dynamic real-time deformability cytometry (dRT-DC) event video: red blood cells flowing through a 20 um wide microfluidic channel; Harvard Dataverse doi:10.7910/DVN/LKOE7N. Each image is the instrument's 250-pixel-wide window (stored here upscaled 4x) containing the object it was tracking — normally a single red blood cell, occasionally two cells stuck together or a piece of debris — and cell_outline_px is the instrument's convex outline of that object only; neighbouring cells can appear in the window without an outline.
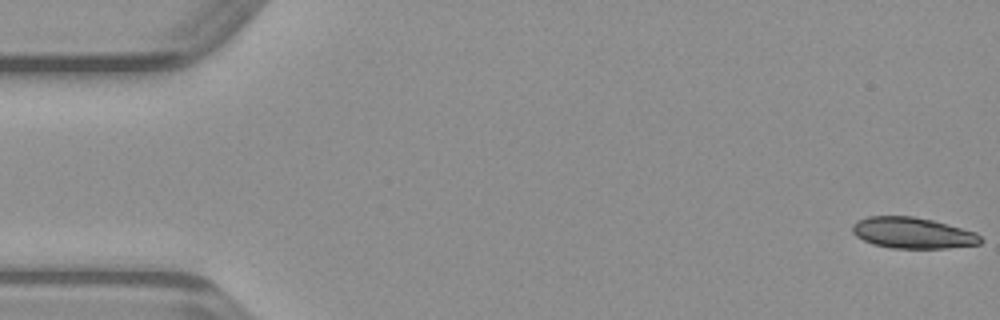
{"species": "common noctule bat (a hibernating species)", "species_latin": "Nyctalus noctula", "temperature_condition": "warm", "stored_images_in_passage": 49, "segment_of_instrument_passage": [1, 2], "camera_frame_rate_fps": 3000, "um_per_image_px": 0.085, "animal": {"sex": "male", "body_mass_g": 23.1, "forearm_length_mm": 52.7}, "frame": {"image": 1, "passage_image": 1, "time_ms": 0.0, "image_size_px": [1000, 320], "cell_outline_px": [[984, 240], [980, 244], [948, 248], [892, 248], [872, 244], [856, 236], [852, 232], [852, 224], [856, 220], [868, 216], [912, 216], [932, 220], [976, 232]], "centroid_in_image_um": [77.56, 19.8], "position_along_channel_um": 7.4, "area_um2": 23.29}}
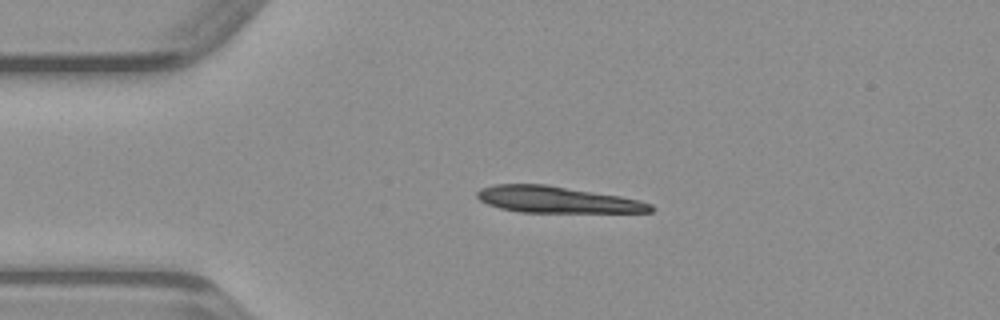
{"frame": {"image": 2, "passage_image": 11, "time_ms": 3.333, "image_size_px": [1000, 320], "cell_outline_px": [[656, 208], [652, 212], [520, 212], [500, 208], [488, 204], [480, 200], [476, 196], [476, 192], [480, 188], [496, 184], [544, 184], [620, 196], [640, 200], [652, 204]], "centroid_in_image_um": [47.35, 16.97], "position_along_channel_um": 37.7, "area_um2": 26.65}}